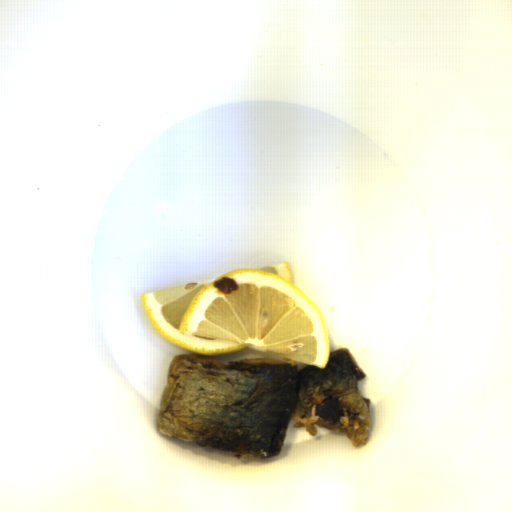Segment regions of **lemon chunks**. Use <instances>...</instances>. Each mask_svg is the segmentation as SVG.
I'll list each match as a JSON object with an SVG mask.
<instances>
[{
    "instance_id": "1",
    "label": "lemon chunks",
    "mask_w": 512,
    "mask_h": 512,
    "mask_svg": "<svg viewBox=\"0 0 512 512\" xmlns=\"http://www.w3.org/2000/svg\"><path fill=\"white\" fill-rule=\"evenodd\" d=\"M141 299L159 335L200 356L250 349L318 369L330 360L323 315L293 283L290 263L233 270L141 294Z\"/></svg>"
}]
</instances>
